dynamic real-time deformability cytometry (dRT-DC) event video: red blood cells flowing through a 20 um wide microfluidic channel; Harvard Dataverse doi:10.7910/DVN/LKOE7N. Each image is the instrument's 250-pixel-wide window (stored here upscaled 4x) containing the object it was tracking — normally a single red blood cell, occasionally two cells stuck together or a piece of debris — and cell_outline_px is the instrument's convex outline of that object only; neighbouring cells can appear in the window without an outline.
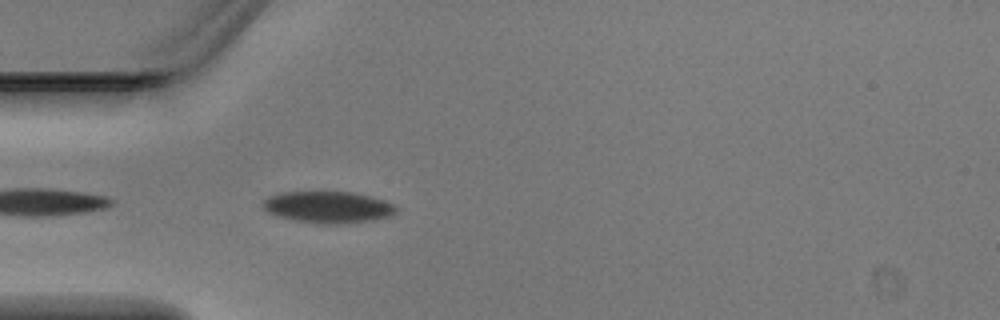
{"species": "Egyptian fruit bat (a non-hibernating species)", "species_latin": "Rousettus aegyptiacus", "temperature_condition": "warm", "stored_images_in_passage": 3, "camera_frame_rate_fps": 3000, "um_per_image_px": 0.085, "animal": {"sex": "male"}, "frame": {"image": 1, "passage_image": 3, "time_ms": 0.667, "image_size_px": [1000, 320], "cell_outline_px": [[400, 212], [392, 216], [372, 220], [344, 224], [320, 224], [296, 220], [276, 216], [268, 212], [260, 204], [268, 196], [280, 192], [356, 192], [372, 196], [384, 200], [400, 208]], "centroid_in_image_um": [27.93, 17.61], "position_along_channel_um": 57.1, "area_um2": 25.03}}